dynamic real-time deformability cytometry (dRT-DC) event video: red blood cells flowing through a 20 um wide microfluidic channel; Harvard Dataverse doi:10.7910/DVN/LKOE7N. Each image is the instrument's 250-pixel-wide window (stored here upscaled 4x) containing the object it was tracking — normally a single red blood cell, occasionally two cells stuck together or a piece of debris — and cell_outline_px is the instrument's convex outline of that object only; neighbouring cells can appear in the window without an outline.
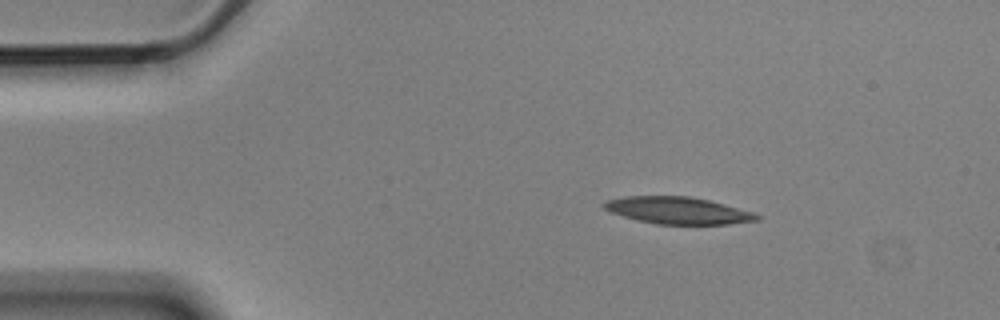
{"species": "Egyptian fruit bat (a non-hibernating species)", "species_latin": "Rousettus aegyptiacus", "temperature_condition": "cold", "stored_images_in_passage": 5, "camera_frame_rate_fps": 3000, "um_per_image_px": 0.085, "animal": {"sex": "male"}, "frame": {"image": 1, "passage_image": 2, "time_ms": 0.333, "image_size_px": [1000, 320], "cell_outline_px": [[760, 220], [728, 224], [656, 224], [636, 220], [608, 212], [600, 204], [604, 200], [624, 196], [688, 196], [708, 200], [752, 212], [760, 216]], "centroid_in_image_um": [57.53, 17.89], "position_along_channel_um": 27.5, "area_um2": 24.1}}
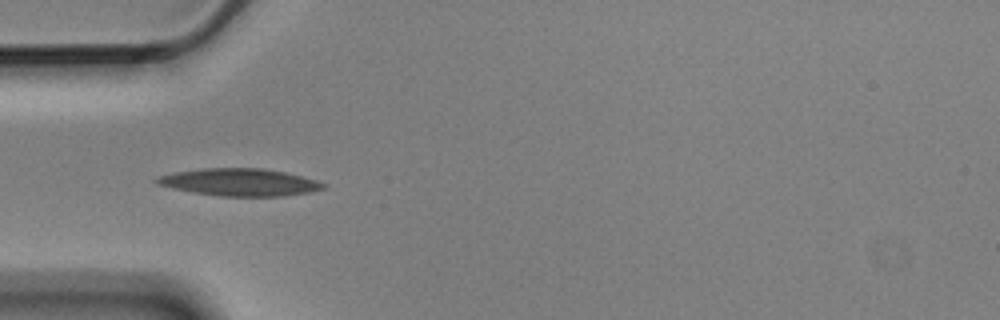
{"frame": {"image": 2, "passage_image": 4, "time_ms": 1.0, "image_size_px": [1000, 320], "cell_outline_px": [[328, 184], [324, 188], [308, 192], [284, 196], [220, 196], [192, 192], [156, 184], [152, 180], [160, 176], [176, 172], [204, 168], [260, 168], [284, 172], [316, 180]], "centroid_in_image_um": [20.36, 15.49], "position_along_channel_um": 64.6, "area_um2": 26.3}}
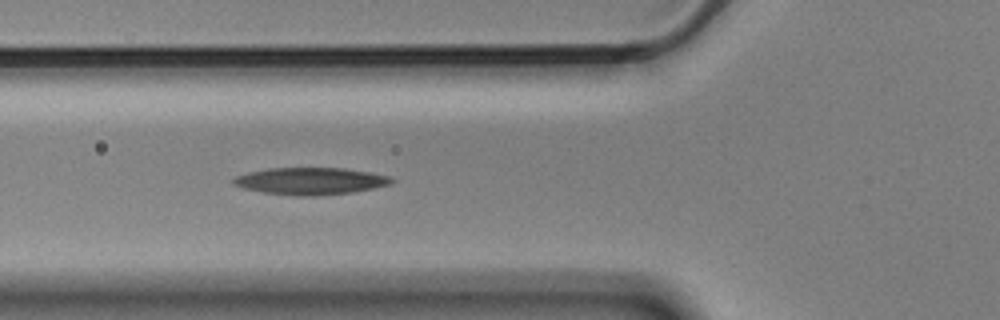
{"frame": {"image": 3, "passage_image": 5, "time_ms": 1.333, "image_size_px": [1000, 320], "cell_outline_px": [[396, 180], [392, 184], [352, 192], [312, 196], [296, 196], [264, 192], [244, 188], [232, 184], [232, 180], [236, 176], [248, 172], [268, 168], [344, 168], [372, 172], [392, 176]], "centroid_in_image_um": [26.43, 15.38], "position_along_channel_um": 99.4, "area_um2": 25.03}}